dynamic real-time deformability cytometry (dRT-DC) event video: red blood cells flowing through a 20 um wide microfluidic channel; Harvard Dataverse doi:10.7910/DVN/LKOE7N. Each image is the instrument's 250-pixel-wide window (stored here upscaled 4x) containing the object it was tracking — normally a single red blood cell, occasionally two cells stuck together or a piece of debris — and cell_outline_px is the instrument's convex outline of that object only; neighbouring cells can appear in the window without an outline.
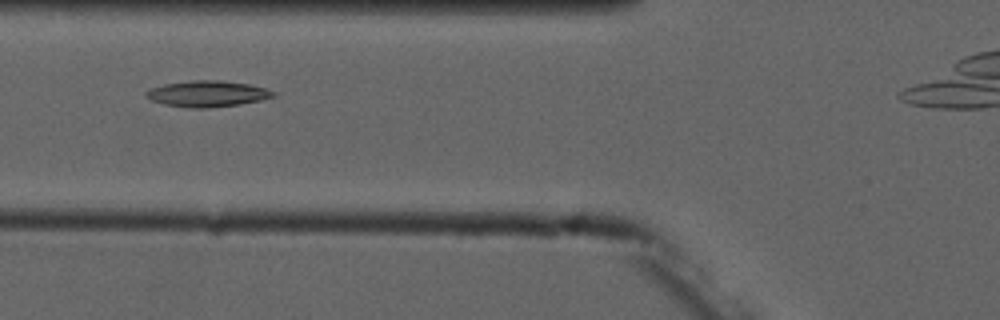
{"species": "common noctule bat (a hibernating species)", "species_latin": "Nyctalus noctula", "temperature_condition": "cold", "stored_images_in_passage": 8, "camera_frame_rate_fps": 3000, "um_per_image_px": 0.085, "animal": {"sex": "male", "forearm_length_mm": 52.5}, "frame": {"image": 1, "passage_image": 3, "time_ms": 2.333, "image_size_px": [1000, 320], "cell_outline_px": [[276, 96], [260, 100], [240, 104], [204, 108], [192, 108], [164, 104], [152, 100], [144, 96], [144, 92], [152, 88], [164, 84], [192, 80], [220, 80], [248, 84], [264, 88], [276, 92]], "centroid_in_image_um": [17.62, 7.96], "position_along_channel_um": 108.2, "area_um2": 19.19}}
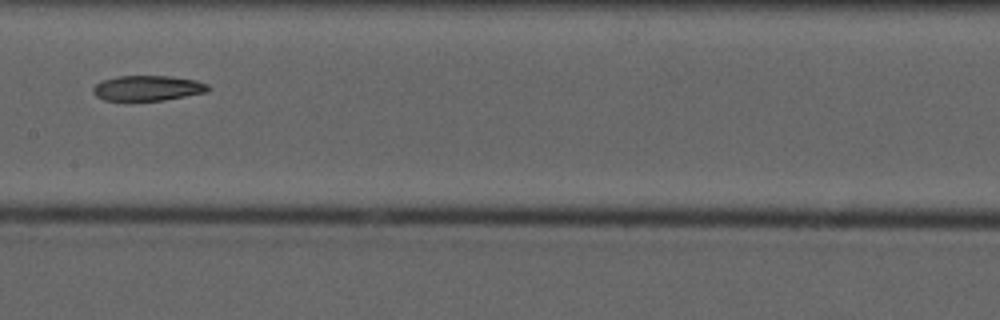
{"frame": {"image": 2, "passage_image": 5, "time_ms": 4.667, "image_size_px": [1000, 320], "cell_outline_px": [[212, 88], [208, 92], [164, 100], [132, 104], [128, 104], [104, 100], [96, 96], [92, 92], [92, 88], [96, 84], [104, 80], [120, 76], [168, 76], [196, 80], [208, 84]], "centroid_in_image_um": [12.52, 7.55], "position_along_channel_um": 194.9, "area_um2": 17.8}}
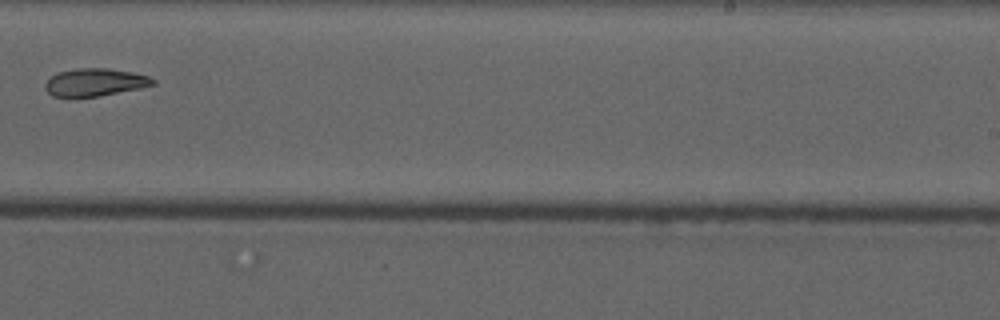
{"frame": {"image": 3, "passage_image": 7, "time_ms": 7.0, "image_size_px": [1000, 320], "cell_outline_px": [[156, 84], [140, 88], [100, 96], [52, 96], [44, 88], [44, 84], [52, 76], [60, 72], [76, 68], [108, 68], [132, 72], [148, 76], [156, 80]], "centroid_in_image_um": [8.1, 6.99], "position_along_channel_um": 280.9, "area_um2": 17.22}}